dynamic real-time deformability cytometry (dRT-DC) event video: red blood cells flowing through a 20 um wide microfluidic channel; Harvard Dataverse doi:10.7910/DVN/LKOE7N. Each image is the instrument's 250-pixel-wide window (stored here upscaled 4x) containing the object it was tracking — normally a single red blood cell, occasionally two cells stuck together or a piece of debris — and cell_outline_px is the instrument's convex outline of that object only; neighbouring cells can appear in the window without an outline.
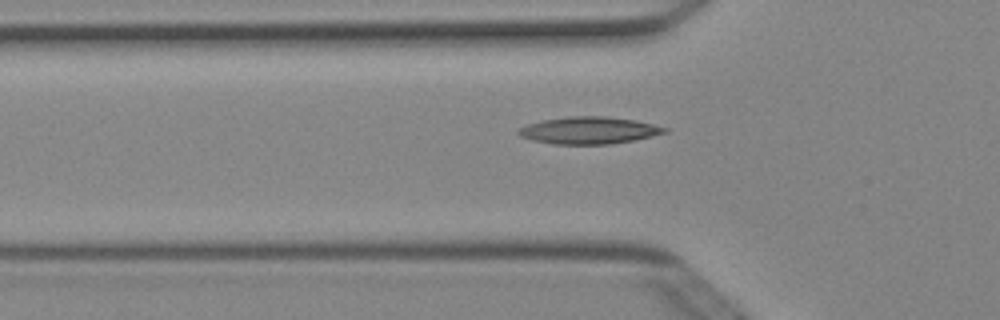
{"species": "Egyptian fruit bat (a non-hibernating species)", "species_latin": "Rousettus aegyptiacus", "temperature_condition": "cold", "stored_images_in_passage": 46, "camera_frame_rate_fps": 3000, "um_per_image_px": 0.085, "animal": {"sex": "female"}, "frame": {"image": 1, "passage_image": 16, "time_ms": 5.0, "image_size_px": [1000, 320], "cell_outline_px": [[668, 132], [636, 140], [608, 144], [552, 144], [532, 140], [520, 136], [516, 132], [516, 128], [528, 124], [544, 120], [568, 116], [604, 116], [636, 120], [668, 128]], "centroid_in_image_um": [50.04, 11.08], "position_along_channel_um": 75.8, "area_um2": 23.18}}
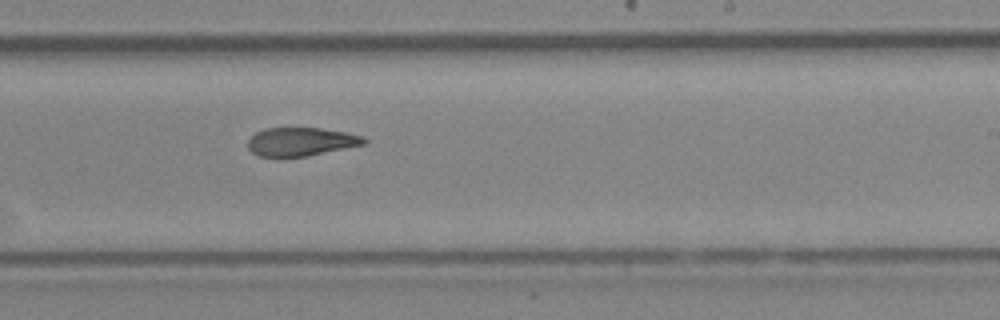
{"frame": {"image": 2, "passage_image": 30, "time_ms": 9.667, "image_size_px": [1000, 320], "cell_outline_px": [[368, 140], [364, 144], [308, 156], [284, 160], [280, 160], [256, 156], [248, 148], [248, 140], [256, 132], [264, 128], [320, 128], [348, 132], [364, 136]], "centroid_in_image_um": [25.53, 12.09], "position_along_channel_um": 263.5, "area_um2": 20.06}}
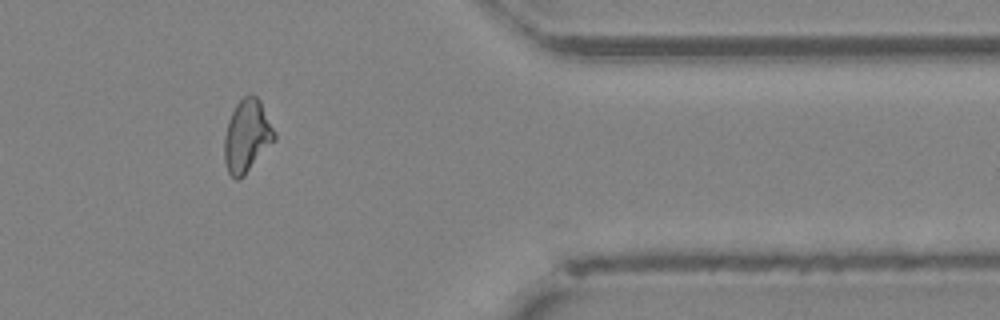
{"frame": {"image": 3, "passage_image": 41, "time_ms": 13.333, "image_size_px": [1000, 320], "cell_outline_px": [[276, 140], [244, 176], [240, 180], [236, 180], [228, 172], [224, 160], [224, 136], [228, 120], [236, 104], [244, 96], [252, 92], [260, 100], [276, 132]], "centroid_in_image_um": [21.0, 11.56], "position_along_channel_um": 390.4, "area_um2": 21.5}}